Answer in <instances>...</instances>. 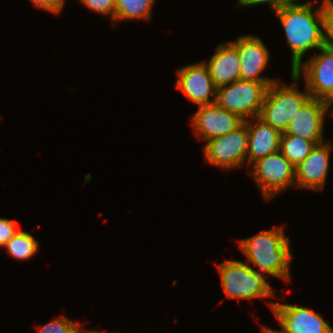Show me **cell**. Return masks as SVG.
Listing matches in <instances>:
<instances>
[{
	"label": "cell",
	"mask_w": 333,
	"mask_h": 333,
	"mask_svg": "<svg viewBox=\"0 0 333 333\" xmlns=\"http://www.w3.org/2000/svg\"><path fill=\"white\" fill-rule=\"evenodd\" d=\"M297 1L300 0H291L275 12L291 50V72L303 62L308 51H319L324 46L325 20L328 9L333 5L332 0H319L320 7L313 11L311 0L302 4Z\"/></svg>",
	"instance_id": "1"
},
{
	"label": "cell",
	"mask_w": 333,
	"mask_h": 333,
	"mask_svg": "<svg viewBox=\"0 0 333 333\" xmlns=\"http://www.w3.org/2000/svg\"><path fill=\"white\" fill-rule=\"evenodd\" d=\"M283 227L264 230L252 237L239 240V248L247 263L257 267L266 277L271 275L284 281L290 280V262L294 260L290 239L284 236Z\"/></svg>",
	"instance_id": "2"
},
{
	"label": "cell",
	"mask_w": 333,
	"mask_h": 333,
	"mask_svg": "<svg viewBox=\"0 0 333 333\" xmlns=\"http://www.w3.org/2000/svg\"><path fill=\"white\" fill-rule=\"evenodd\" d=\"M299 79L291 72L292 85L276 81L267 89L259 118L281 133L287 129L292 116L311 98L306 86L304 92L297 87Z\"/></svg>",
	"instance_id": "3"
},
{
	"label": "cell",
	"mask_w": 333,
	"mask_h": 333,
	"mask_svg": "<svg viewBox=\"0 0 333 333\" xmlns=\"http://www.w3.org/2000/svg\"><path fill=\"white\" fill-rule=\"evenodd\" d=\"M217 269L227 298L253 300L254 298L268 299L275 296L265 275L259 273L247 262L225 260L218 264Z\"/></svg>",
	"instance_id": "4"
},
{
	"label": "cell",
	"mask_w": 333,
	"mask_h": 333,
	"mask_svg": "<svg viewBox=\"0 0 333 333\" xmlns=\"http://www.w3.org/2000/svg\"><path fill=\"white\" fill-rule=\"evenodd\" d=\"M272 83L236 80L217 88L216 103L245 121L259 117L267 89Z\"/></svg>",
	"instance_id": "5"
},
{
	"label": "cell",
	"mask_w": 333,
	"mask_h": 333,
	"mask_svg": "<svg viewBox=\"0 0 333 333\" xmlns=\"http://www.w3.org/2000/svg\"><path fill=\"white\" fill-rule=\"evenodd\" d=\"M251 166L248 173L266 200L296 186L295 167L280 150L258 159Z\"/></svg>",
	"instance_id": "6"
},
{
	"label": "cell",
	"mask_w": 333,
	"mask_h": 333,
	"mask_svg": "<svg viewBox=\"0 0 333 333\" xmlns=\"http://www.w3.org/2000/svg\"><path fill=\"white\" fill-rule=\"evenodd\" d=\"M248 150L247 120L228 134L213 138L205 144V161L220 169L240 168L246 163Z\"/></svg>",
	"instance_id": "7"
},
{
	"label": "cell",
	"mask_w": 333,
	"mask_h": 333,
	"mask_svg": "<svg viewBox=\"0 0 333 333\" xmlns=\"http://www.w3.org/2000/svg\"><path fill=\"white\" fill-rule=\"evenodd\" d=\"M321 53L301 63L292 72L299 78L304 74L305 86L311 98L333 102V50L323 46ZM303 64V65H302Z\"/></svg>",
	"instance_id": "8"
},
{
	"label": "cell",
	"mask_w": 333,
	"mask_h": 333,
	"mask_svg": "<svg viewBox=\"0 0 333 333\" xmlns=\"http://www.w3.org/2000/svg\"><path fill=\"white\" fill-rule=\"evenodd\" d=\"M268 306L285 333H333L329 323L312 309L272 301Z\"/></svg>",
	"instance_id": "9"
},
{
	"label": "cell",
	"mask_w": 333,
	"mask_h": 333,
	"mask_svg": "<svg viewBox=\"0 0 333 333\" xmlns=\"http://www.w3.org/2000/svg\"><path fill=\"white\" fill-rule=\"evenodd\" d=\"M190 122L197 138L207 142L237 129L245 120L213 103L198 106Z\"/></svg>",
	"instance_id": "10"
},
{
	"label": "cell",
	"mask_w": 333,
	"mask_h": 333,
	"mask_svg": "<svg viewBox=\"0 0 333 333\" xmlns=\"http://www.w3.org/2000/svg\"><path fill=\"white\" fill-rule=\"evenodd\" d=\"M176 73V89L181 90L190 101L198 106L216 103L217 87L204 62L185 65Z\"/></svg>",
	"instance_id": "11"
},
{
	"label": "cell",
	"mask_w": 333,
	"mask_h": 333,
	"mask_svg": "<svg viewBox=\"0 0 333 333\" xmlns=\"http://www.w3.org/2000/svg\"><path fill=\"white\" fill-rule=\"evenodd\" d=\"M238 50L240 60V79L255 82H276L278 80L261 76L269 63L270 53L258 36H238L231 41Z\"/></svg>",
	"instance_id": "12"
},
{
	"label": "cell",
	"mask_w": 333,
	"mask_h": 333,
	"mask_svg": "<svg viewBox=\"0 0 333 333\" xmlns=\"http://www.w3.org/2000/svg\"><path fill=\"white\" fill-rule=\"evenodd\" d=\"M331 104L316 98H310L292 116L289 125L282 134L301 137L310 141H324V121Z\"/></svg>",
	"instance_id": "13"
},
{
	"label": "cell",
	"mask_w": 333,
	"mask_h": 333,
	"mask_svg": "<svg viewBox=\"0 0 333 333\" xmlns=\"http://www.w3.org/2000/svg\"><path fill=\"white\" fill-rule=\"evenodd\" d=\"M331 143L315 145L310 154L295 167L296 188L323 190L330 165Z\"/></svg>",
	"instance_id": "14"
},
{
	"label": "cell",
	"mask_w": 333,
	"mask_h": 333,
	"mask_svg": "<svg viewBox=\"0 0 333 333\" xmlns=\"http://www.w3.org/2000/svg\"><path fill=\"white\" fill-rule=\"evenodd\" d=\"M255 119V120H254ZM253 121H256L252 123ZM247 120L248 150L247 163L252 165L258 159L280 150L281 132L255 117Z\"/></svg>",
	"instance_id": "15"
},
{
	"label": "cell",
	"mask_w": 333,
	"mask_h": 333,
	"mask_svg": "<svg viewBox=\"0 0 333 333\" xmlns=\"http://www.w3.org/2000/svg\"><path fill=\"white\" fill-rule=\"evenodd\" d=\"M203 62L217 88L240 79L239 54L231 41L219 44L210 60Z\"/></svg>",
	"instance_id": "16"
},
{
	"label": "cell",
	"mask_w": 333,
	"mask_h": 333,
	"mask_svg": "<svg viewBox=\"0 0 333 333\" xmlns=\"http://www.w3.org/2000/svg\"><path fill=\"white\" fill-rule=\"evenodd\" d=\"M155 0H115L114 22L120 20H150Z\"/></svg>",
	"instance_id": "17"
},
{
	"label": "cell",
	"mask_w": 333,
	"mask_h": 333,
	"mask_svg": "<svg viewBox=\"0 0 333 333\" xmlns=\"http://www.w3.org/2000/svg\"><path fill=\"white\" fill-rule=\"evenodd\" d=\"M323 142L310 141L289 134H281L280 151L296 167L310 154L315 145Z\"/></svg>",
	"instance_id": "18"
},
{
	"label": "cell",
	"mask_w": 333,
	"mask_h": 333,
	"mask_svg": "<svg viewBox=\"0 0 333 333\" xmlns=\"http://www.w3.org/2000/svg\"><path fill=\"white\" fill-rule=\"evenodd\" d=\"M39 246L32 234L20 229L4 247L9 256L17 260H28L38 252Z\"/></svg>",
	"instance_id": "19"
},
{
	"label": "cell",
	"mask_w": 333,
	"mask_h": 333,
	"mask_svg": "<svg viewBox=\"0 0 333 333\" xmlns=\"http://www.w3.org/2000/svg\"><path fill=\"white\" fill-rule=\"evenodd\" d=\"M81 323L69 320L66 316H59L56 319L38 326V333H83Z\"/></svg>",
	"instance_id": "20"
},
{
	"label": "cell",
	"mask_w": 333,
	"mask_h": 333,
	"mask_svg": "<svg viewBox=\"0 0 333 333\" xmlns=\"http://www.w3.org/2000/svg\"><path fill=\"white\" fill-rule=\"evenodd\" d=\"M85 7L90 10L102 14L109 15L111 19L114 21V13H115V0H78Z\"/></svg>",
	"instance_id": "21"
},
{
	"label": "cell",
	"mask_w": 333,
	"mask_h": 333,
	"mask_svg": "<svg viewBox=\"0 0 333 333\" xmlns=\"http://www.w3.org/2000/svg\"><path fill=\"white\" fill-rule=\"evenodd\" d=\"M19 230L16 221L0 218V247H4Z\"/></svg>",
	"instance_id": "22"
},
{
	"label": "cell",
	"mask_w": 333,
	"mask_h": 333,
	"mask_svg": "<svg viewBox=\"0 0 333 333\" xmlns=\"http://www.w3.org/2000/svg\"><path fill=\"white\" fill-rule=\"evenodd\" d=\"M35 7L53 14H60L66 0H30Z\"/></svg>",
	"instance_id": "23"
},
{
	"label": "cell",
	"mask_w": 333,
	"mask_h": 333,
	"mask_svg": "<svg viewBox=\"0 0 333 333\" xmlns=\"http://www.w3.org/2000/svg\"><path fill=\"white\" fill-rule=\"evenodd\" d=\"M291 0H238V6L251 7L259 4H268L274 12L278 11L282 6L288 4Z\"/></svg>",
	"instance_id": "24"
},
{
	"label": "cell",
	"mask_w": 333,
	"mask_h": 333,
	"mask_svg": "<svg viewBox=\"0 0 333 333\" xmlns=\"http://www.w3.org/2000/svg\"><path fill=\"white\" fill-rule=\"evenodd\" d=\"M324 46L333 50V5L328 9L325 20Z\"/></svg>",
	"instance_id": "25"
},
{
	"label": "cell",
	"mask_w": 333,
	"mask_h": 333,
	"mask_svg": "<svg viewBox=\"0 0 333 333\" xmlns=\"http://www.w3.org/2000/svg\"><path fill=\"white\" fill-rule=\"evenodd\" d=\"M261 329L263 333H285L283 330H274L265 325H261Z\"/></svg>",
	"instance_id": "26"
},
{
	"label": "cell",
	"mask_w": 333,
	"mask_h": 333,
	"mask_svg": "<svg viewBox=\"0 0 333 333\" xmlns=\"http://www.w3.org/2000/svg\"><path fill=\"white\" fill-rule=\"evenodd\" d=\"M83 333H102V332H97V331H93V330H87L86 328L83 330ZM104 333V332H103ZM105 333H108V332H105ZM110 333V332H109ZM117 333H120V332H117Z\"/></svg>",
	"instance_id": "27"
},
{
	"label": "cell",
	"mask_w": 333,
	"mask_h": 333,
	"mask_svg": "<svg viewBox=\"0 0 333 333\" xmlns=\"http://www.w3.org/2000/svg\"><path fill=\"white\" fill-rule=\"evenodd\" d=\"M333 104V102L331 103V105ZM333 107V106H332ZM329 115H332L333 117V108L330 110V114Z\"/></svg>",
	"instance_id": "28"
}]
</instances>
